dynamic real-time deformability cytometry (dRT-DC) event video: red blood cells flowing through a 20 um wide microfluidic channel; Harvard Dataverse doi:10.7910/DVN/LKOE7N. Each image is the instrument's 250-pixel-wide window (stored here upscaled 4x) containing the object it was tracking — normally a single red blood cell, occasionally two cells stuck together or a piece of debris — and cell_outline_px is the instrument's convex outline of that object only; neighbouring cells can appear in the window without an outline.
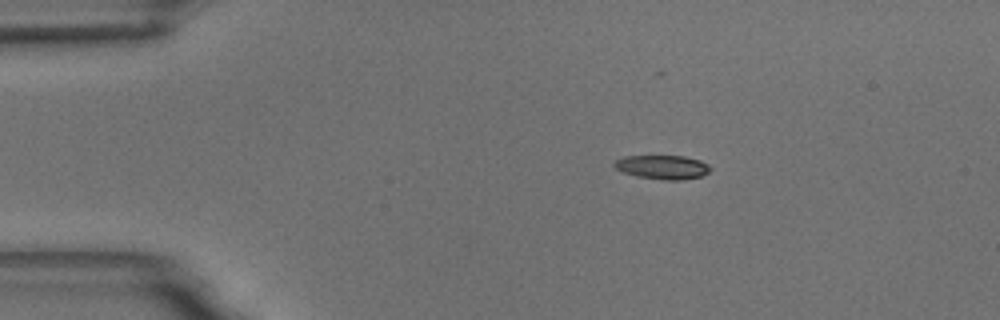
{"species": "common noctule bat (a hibernating species)", "species_latin": "Nyctalus noctula", "temperature_condition": "room temperature", "stored_images_in_passage": 46, "camera_frame_rate_fps": 3000, "um_per_image_px": 0.085, "animal": {"sex": "male", "body_mass_g": 18.8}, "frame": {"image": 1, "passage_image": 1, "time_ms": 0.0, "image_size_px": [1000, 320], "cell_outline_px": [[712, 168], [708, 172], [700, 176], [684, 180], [664, 180], [636, 176], [624, 172], [616, 168], [612, 164], [616, 160], [624, 156], [684, 156], [700, 160], [708, 164]], "centroid_in_image_um": [56.32, 14.2], "position_along_channel_um": 28.7, "area_um2": 13.41}}
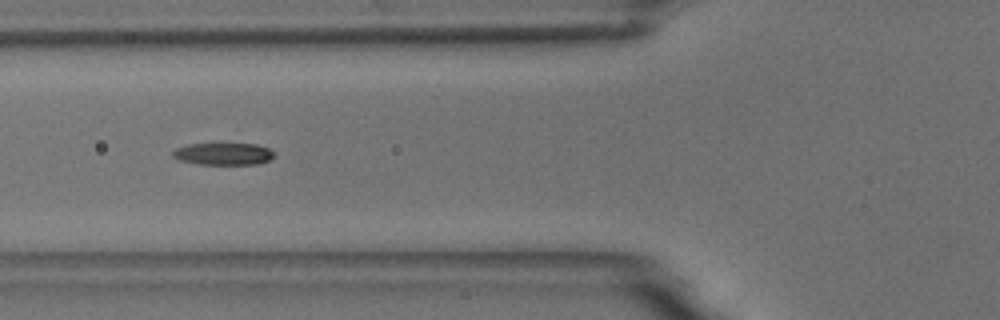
{"frame": {"image": 2, "passage_image": 12, "time_ms": 3.667, "image_size_px": [1000, 320], "cell_outline_px": [[272, 156], [268, 160], [256, 164], [196, 164], [180, 160], [172, 156], [172, 152], [176, 148], [188, 144], [256, 144], [268, 148], [272, 152]], "centroid_in_image_um": [18.93, 13.08], "position_along_channel_um": 106.9, "area_um2": 12.83}}
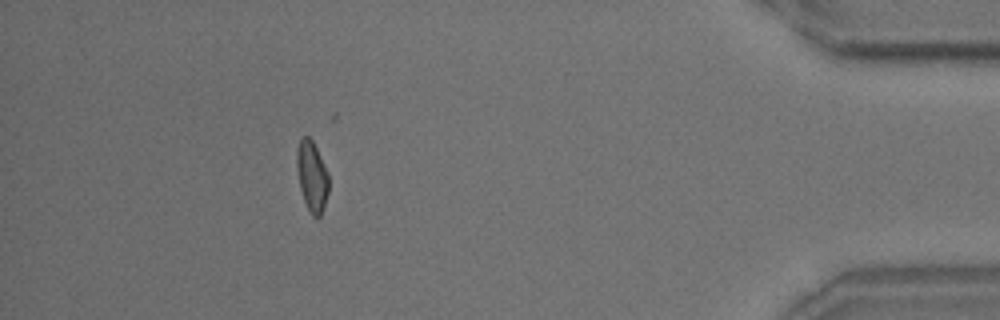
{"frame": {"image": 3, "passage_image": 41, "time_ms": 13.333, "image_size_px": [1000, 320], "cell_outline_px": [[328, 192], [320, 216], [316, 220], [308, 212], [300, 188], [296, 168], [296, 148], [300, 140], [304, 136], [308, 136], [312, 140], [328, 172]], "centroid_in_image_um": [26.49, 15.0], "position_along_channel_um": 408.7, "area_um2": 13.18}, "authors_computed_cell_mechanics": {"area_um2": 13.4096, "velocity_mm_per_s": 3.6733, "shape_relaxation_time_tau1_ms": 7.216, "shape_relaxation_time_tau2_ms": null, "deformation_change_tau1": 0.1918, "deformation_change_tau2": null}}